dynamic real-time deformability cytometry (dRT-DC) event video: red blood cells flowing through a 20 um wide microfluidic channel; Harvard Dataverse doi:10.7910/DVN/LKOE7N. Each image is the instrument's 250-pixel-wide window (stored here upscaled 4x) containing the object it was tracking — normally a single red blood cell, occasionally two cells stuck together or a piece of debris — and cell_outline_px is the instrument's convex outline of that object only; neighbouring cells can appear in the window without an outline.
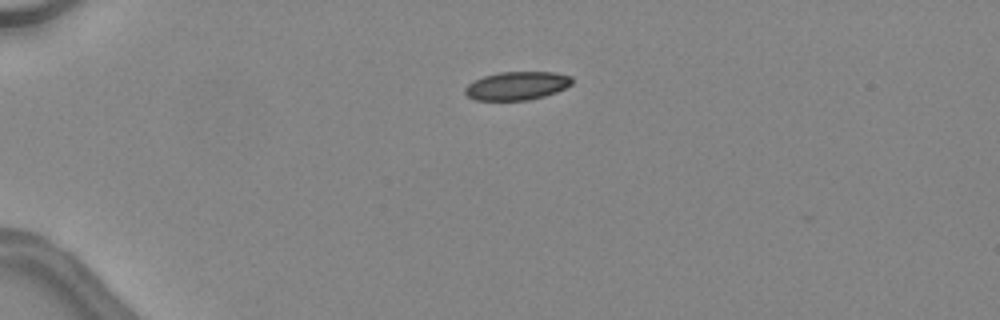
{"species": "common noctule bat (a hibernating species)", "species_latin": "Nyctalus noctula", "temperature_condition": "warm", "stored_images_in_passage": 35, "camera_frame_rate_fps": 3000, "um_per_image_px": 0.085, "animal": {"sex": "female", "body_mass_g": 24.6, "forearm_length_mm": 56.2}, "frame": {"image": 1, "passage_image": 1, "time_ms": 0.0, "image_size_px": [1000, 320], "cell_outline_px": [[572, 84], [556, 92], [544, 96], [528, 100], [472, 100], [464, 92], [464, 88], [468, 84], [484, 76], [500, 72], [556, 72], [572, 76]], "centroid_in_image_um": [43.94, 7.29], "position_along_channel_um": 41.1, "area_um2": 17.69}}
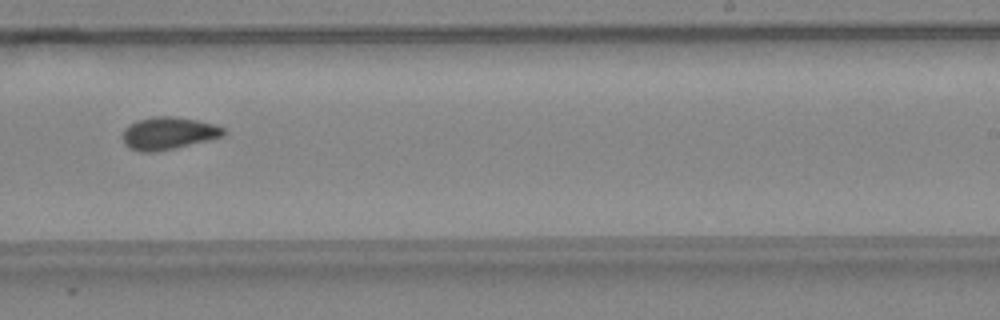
{"frame": {"image": 2, "passage_image": 20, "time_ms": 6.333, "image_size_px": [1000, 320], "cell_outline_px": [[228, 132], [224, 136], [208, 140], [156, 152], [140, 152], [128, 148], [124, 144], [124, 128], [128, 124], [136, 120], [152, 116], [172, 116], [196, 120], [216, 124], [224, 128]], "centroid_in_image_um": [14.31, 11.32], "position_along_channel_um": 274.7, "area_um2": 19.25}}
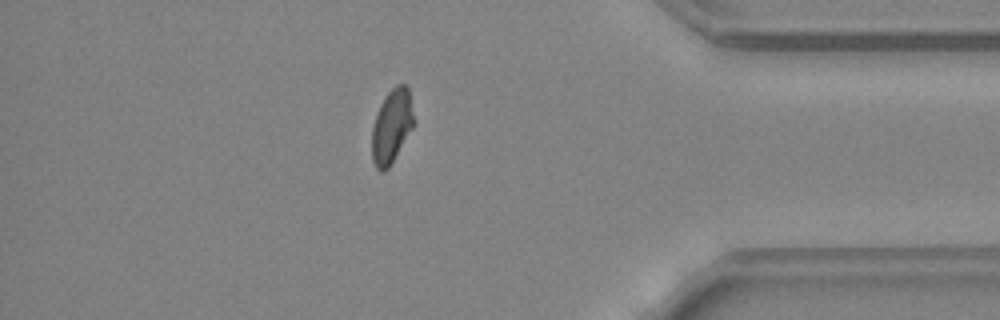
{"frame": {"image": 3, "passage_image": 30, "time_ms": 9.667, "image_size_px": [1000, 320], "cell_outline_px": [[416, 124], [388, 168], [384, 172], [380, 172], [376, 168], [372, 160], [372, 128], [376, 112], [384, 96], [396, 84], [404, 84], [408, 88]], "centroid_in_image_um": [33.3, 10.73], "position_along_channel_um": 401.9, "area_um2": 18.32}, "authors_computed_cell_mechanics": {"area_um2": 18.6694, "velocity_mm_per_s": 4.5337, "shape_relaxation_time_tau1_ms": null, "shape_relaxation_time_tau2_ms": 1.7416, "deformation_change_tau1": null, "deformation_change_tau2": 0.0538}}